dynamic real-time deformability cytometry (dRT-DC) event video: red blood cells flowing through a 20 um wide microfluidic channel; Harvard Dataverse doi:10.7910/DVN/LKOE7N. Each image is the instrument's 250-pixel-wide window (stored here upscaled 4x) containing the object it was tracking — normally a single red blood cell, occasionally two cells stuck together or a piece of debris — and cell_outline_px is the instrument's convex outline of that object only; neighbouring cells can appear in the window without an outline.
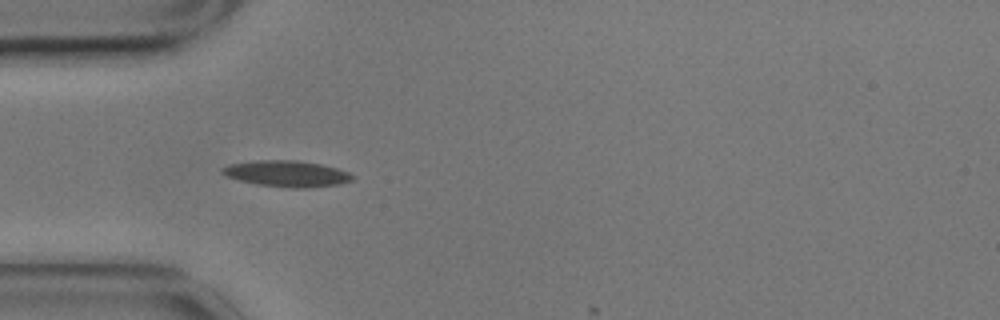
{"species": "common noctule bat (a hibernating species)", "species_latin": "Nyctalus noctula", "temperature_condition": "cold", "stored_images_in_passage": 5, "camera_frame_rate_fps": 3000, "um_per_image_px": 0.085, "animal": {"sex": "male", "body_mass_g": 17.9}, "frame": {"image": 1, "passage_image": 1, "time_ms": 0.0, "image_size_px": [1000, 320], "cell_outline_px": [[352, 180], [340, 184], [308, 188], [292, 188], [256, 184], [240, 180], [228, 176], [220, 172], [220, 168], [228, 164], [252, 160], [296, 160], [320, 164], [336, 168], [348, 172], [352, 176]], "centroid_in_image_um": [24.34, 14.75], "position_along_channel_um": 60.7, "area_um2": 19.83}}